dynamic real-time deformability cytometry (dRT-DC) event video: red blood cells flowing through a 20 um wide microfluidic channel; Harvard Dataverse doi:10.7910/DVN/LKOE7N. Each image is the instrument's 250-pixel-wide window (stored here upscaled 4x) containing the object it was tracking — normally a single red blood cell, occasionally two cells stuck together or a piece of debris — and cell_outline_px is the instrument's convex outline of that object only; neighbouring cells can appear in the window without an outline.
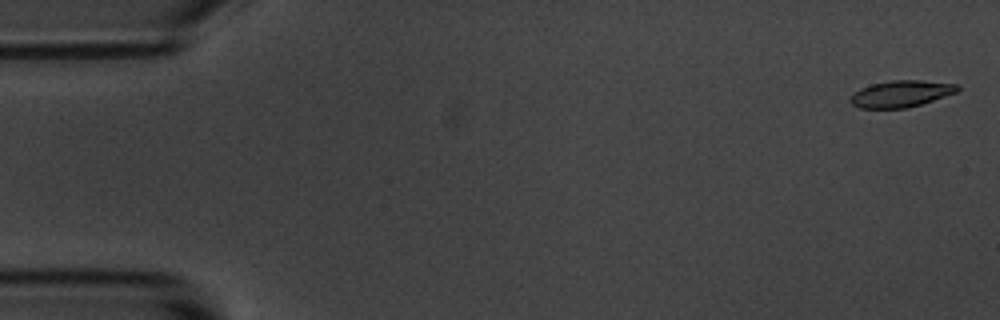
{"species": "common noctule bat (a hibernating species)", "species_latin": "Nyctalus noctula", "temperature_condition": "room temperature", "stored_images_in_passage": 7, "camera_frame_rate_fps": 3000, "um_per_image_px": 0.085, "animal": {"sex": "male", "body_mass_g": 20.1, "forearm_length_mm": 53.5}, "frame": {"image": 1, "passage_image": 2, "time_ms": 0.333, "image_size_px": [1000, 320], "cell_outline_px": [[960, 88], [956, 92], [908, 108], [860, 108], [852, 104], [848, 100], [860, 88], [872, 84], [892, 80], [920, 80], [956, 84]], "centroid_in_image_um": [76.56, 7.97], "position_along_channel_um": 8.4, "area_um2": 16.36}}